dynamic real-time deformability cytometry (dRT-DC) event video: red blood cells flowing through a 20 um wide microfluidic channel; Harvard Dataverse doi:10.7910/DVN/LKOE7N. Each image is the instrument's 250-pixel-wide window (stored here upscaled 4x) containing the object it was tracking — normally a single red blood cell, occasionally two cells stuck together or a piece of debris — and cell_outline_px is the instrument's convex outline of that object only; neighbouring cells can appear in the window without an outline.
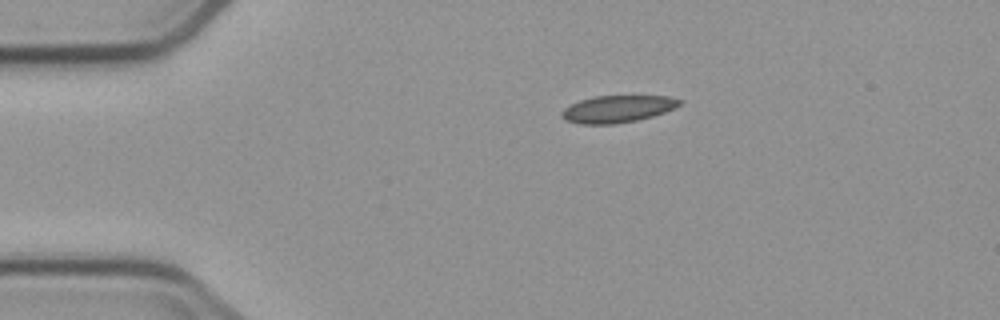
{"species": "common noctule bat (a hibernating species)", "species_latin": "Nyctalus noctula", "temperature_condition": "cold", "stored_images_in_passage": 2, "camera_frame_rate_fps": 3000, "um_per_image_px": 0.085, "animal": {"sex": "male", "body_mass_g": 23.1, "forearm_length_mm": 52.7}, "frame": {"image": 1, "passage_image": 1, "time_ms": 0.0, "image_size_px": [1000, 320], "cell_outline_px": [[680, 104], [664, 112], [652, 116], [636, 120], [616, 124], [580, 124], [564, 120], [560, 116], [560, 112], [564, 108], [580, 100], [592, 96], [668, 96], [680, 100]], "centroid_in_image_um": [52.41, 9.27], "position_along_channel_um": 32.6, "area_um2": 18.5}}
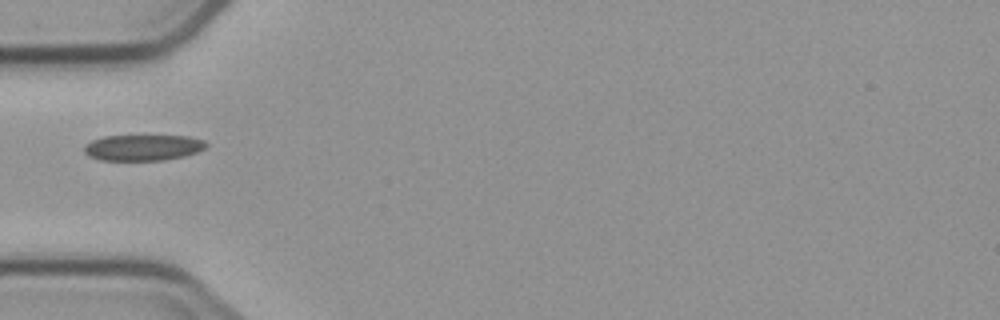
{"frame": {"image": 2, "passage_image": 2, "time_ms": 2.333, "image_size_px": [1000, 320], "cell_outline_px": [[208, 144], [204, 148], [196, 152], [184, 156], [164, 160], [100, 160], [88, 156], [84, 152], [84, 144], [92, 140], [104, 136], [188, 136], [204, 140]], "centroid_in_image_um": [12.12, 12.54], "position_along_channel_um": 72.9, "area_um2": 18.44}}